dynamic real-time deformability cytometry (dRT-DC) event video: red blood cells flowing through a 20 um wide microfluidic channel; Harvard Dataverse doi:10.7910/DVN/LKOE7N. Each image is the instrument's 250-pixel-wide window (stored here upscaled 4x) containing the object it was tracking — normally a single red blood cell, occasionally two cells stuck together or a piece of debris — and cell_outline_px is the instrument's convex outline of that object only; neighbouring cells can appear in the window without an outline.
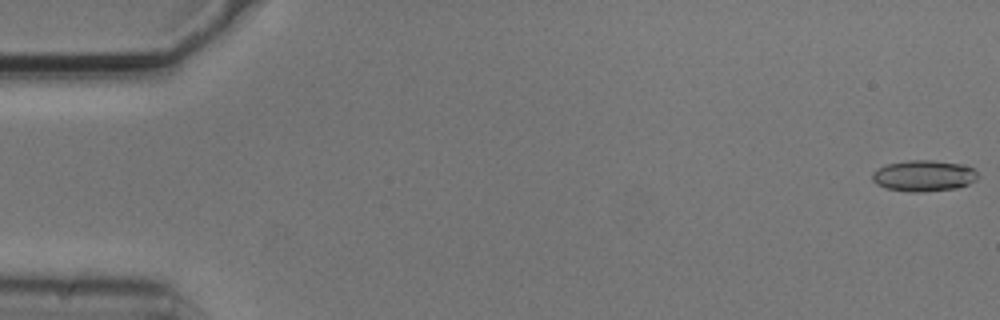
{"species": "common noctule bat (a hibernating species)", "species_latin": "Nyctalus noctula", "temperature_condition": "cold", "stored_images_in_passage": 3, "camera_frame_rate_fps": 3000, "um_per_image_px": 0.085, "animal": {"sex": "male", "body_mass_g": 20.5, "forearm_length_mm": 52.5}, "frame": {"image": 1, "passage_image": 1, "time_ms": 0.0, "image_size_px": [1000, 320], "cell_outline_px": [[976, 180], [968, 184], [956, 188], [920, 192], [908, 192], [884, 188], [876, 184], [872, 180], [872, 172], [888, 164], [908, 160], [932, 160], [960, 164], [972, 168], [976, 172]], "centroid_in_image_um": [78.48, 14.95], "position_along_channel_um": 6.5, "area_um2": 19.02}}